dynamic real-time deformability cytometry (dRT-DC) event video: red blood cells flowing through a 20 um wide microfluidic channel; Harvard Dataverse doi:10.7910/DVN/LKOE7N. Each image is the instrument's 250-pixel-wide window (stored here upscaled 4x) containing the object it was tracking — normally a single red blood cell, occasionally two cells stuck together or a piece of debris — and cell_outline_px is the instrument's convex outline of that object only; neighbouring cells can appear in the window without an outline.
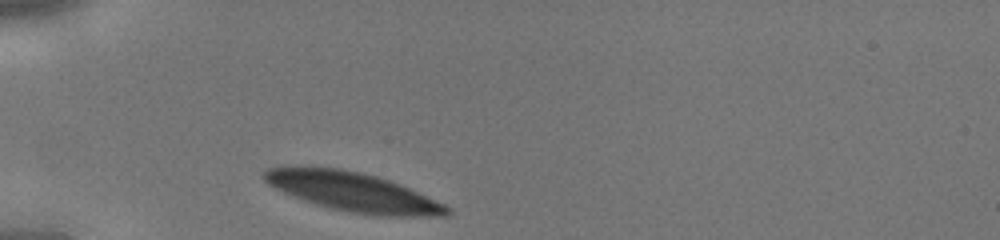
{"species": "human", "species_latin": "Homo sapiens", "temperature_condition": "cold", "stored_images_in_passage": 25, "camera_frame_rate_fps": 3000, "um_per_image_px": 0.085, "donor": {"sex": "male"}, "frame": {"image": 1, "passage_image": 1, "time_ms": 0.0, "image_size_px": [1000, 240], "cell_outline_px": [[452, 212], [444, 216], [376, 216], [348, 212], [328, 208], [292, 196], [268, 184], [260, 176], [268, 168], [304, 164], [340, 168], [360, 172], [376, 176], [400, 184], [444, 204], [452, 208]], "centroid_in_image_um": [29.94, 16.28], "position_along_channel_um": 55.1, "area_um2": 42.25}}
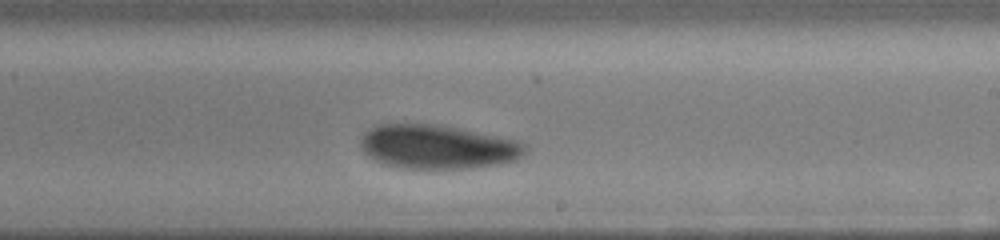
{"frame": {"image": 2, "passage_image": 15, "time_ms": 4.667, "image_size_px": [1000, 240], "cell_outline_px": [[528, 148], [516, 160], [496, 164], [472, 168], [400, 168], [376, 160], [368, 156], [364, 152], [360, 144], [360, 140], [364, 132], [368, 128], [376, 124], [436, 124], [460, 128], [516, 140], [528, 144]], "centroid_in_image_um": [37.18, 12.47], "position_along_channel_um": 251.8, "area_um2": 42.14}}
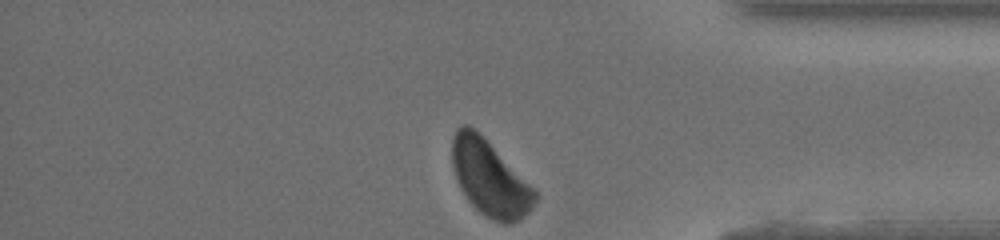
{"frame": {"image": 3, "passage_image": 25, "time_ms": 8.0, "image_size_px": [1000, 240], "cell_outline_px": [[540, 196], [532, 208], [520, 220], [512, 224], [500, 224], [484, 216], [468, 200], [460, 188], [452, 164], [452, 136], [456, 128], [460, 124], [468, 124], [484, 136]], "centroid_in_image_um": [41.62, 15.15], "position_along_channel_um": 393.6, "area_um2": 36.53}}